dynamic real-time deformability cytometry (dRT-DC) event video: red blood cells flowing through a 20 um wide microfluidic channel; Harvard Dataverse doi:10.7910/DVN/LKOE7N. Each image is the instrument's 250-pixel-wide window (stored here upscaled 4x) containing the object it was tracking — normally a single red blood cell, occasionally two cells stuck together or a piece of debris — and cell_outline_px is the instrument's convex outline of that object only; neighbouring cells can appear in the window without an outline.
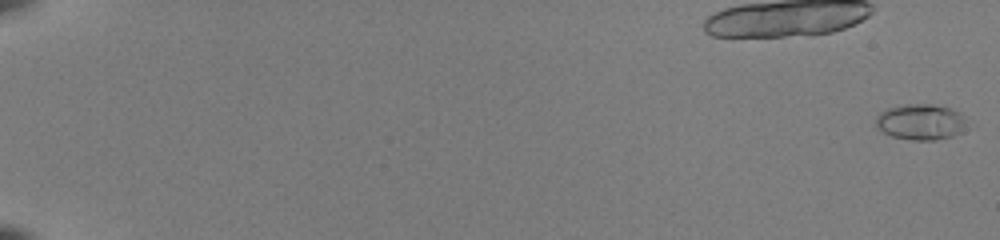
{"species": "common noctule bat (a hibernating species)", "species_latin": "Nyctalus noctula", "temperature_condition": "room temperature", "stored_images_in_passage": 54, "camera_frame_rate_fps": 3000, "um_per_image_px": 0.085, "animal": {"sex": "female", "body_mass_g": 22.0, "forearm_length_mm": 56.7}, "frame": {"image": 1, "passage_image": 1, "time_ms": 0.0, "image_size_px": [1000, 240], "cell_outline_px": [[968, 124], [960, 132], [952, 136], [936, 140], [912, 140], [892, 136], [876, 128], [876, 116], [880, 112], [888, 108], [904, 104], [936, 104], [960, 112], [968, 120]], "centroid_in_image_um": [78.27, 10.36], "position_along_channel_um": 6.7, "area_um2": 19.19}}
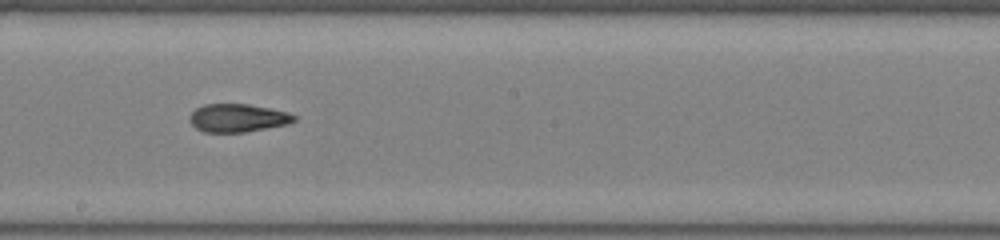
{"frame": {"image": 2, "passage_image": 34, "time_ms": 11.0, "image_size_px": [1000, 240], "cell_outline_px": [[296, 120], [288, 124], [244, 132], [204, 132], [196, 128], [188, 120], [188, 116], [196, 108], [204, 104], [248, 104], [288, 112], [296, 116]], "centroid_in_image_um": [20.18, 10.02], "position_along_channel_um": 228.0, "area_um2": 17.11}}
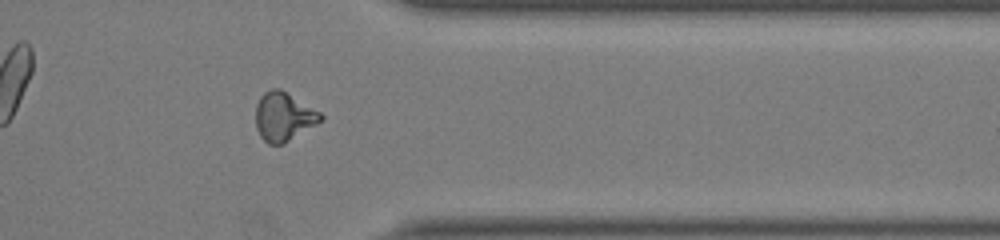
{"frame": {"image": 3, "passage_image": 46, "time_ms": 15.0, "image_size_px": [1000, 240], "cell_outline_px": [[324, 120], [284, 144], [268, 144], [260, 136], [256, 128], [256, 104], [260, 96], [264, 92], [272, 88], [280, 88], [320, 112], [324, 116]], "centroid_in_image_um": [24.11, 9.92], "position_along_channel_um": 387.3, "area_um2": 18.61}, "authors_computed_cell_mechanics": {"area_um2": 17.6579, "velocity_mm_per_s": 4.0392, "shape_relaxation_time_tau1_ms": 6.9642, "shape_relaxation_time_tau2_ms": 1.9317, "deformation_change_tau1": 0.2188, "deformation_change_tau2": 0.0916}}